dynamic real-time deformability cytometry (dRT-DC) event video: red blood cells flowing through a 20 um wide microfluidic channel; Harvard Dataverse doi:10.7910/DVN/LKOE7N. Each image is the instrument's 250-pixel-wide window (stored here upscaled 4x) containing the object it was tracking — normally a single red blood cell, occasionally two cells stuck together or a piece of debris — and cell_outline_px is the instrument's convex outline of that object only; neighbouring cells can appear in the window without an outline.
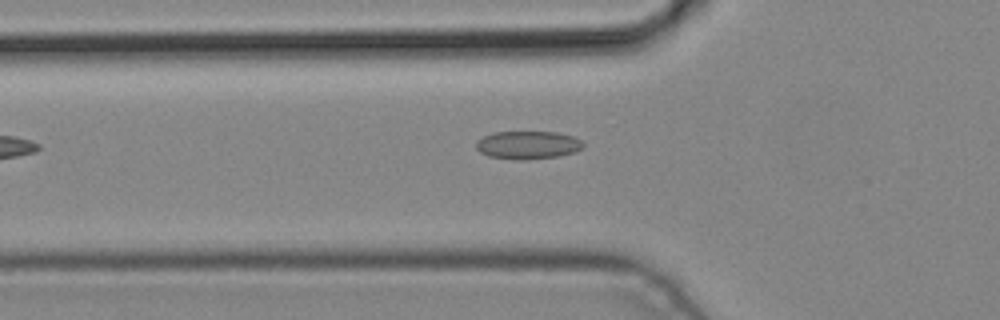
{"species": "common noctule bat (a hibernating species)", "species_latin": "Nyctalus noctula", "temperature_condition": "cold", "stored_images_in_passage": 4, "camera_frame_rate_fps": 3000, "um_per_image_px": 0.085, "animal": {"sex": "male", "body_mass_g": 19.2, "forearm_length_mm": 51.8}, "frame": {"image": 1, "passage_image": 4, "time_ms": 1.0, "image_size_px": [1000, 320], "cell_outline_px": [[584, 144], [580, 148], [572, 152], [560, 156], [524, 160], [516, 160], [488, 156], [480, 152], [476, 148], [476, 140], [492, 132], [556, 132], [572, 136], [580, 140]], "centroid_in_image_um": [44.81, 12.33], "position_along_channel_um": 81.0, "area_um2": 17.46}}